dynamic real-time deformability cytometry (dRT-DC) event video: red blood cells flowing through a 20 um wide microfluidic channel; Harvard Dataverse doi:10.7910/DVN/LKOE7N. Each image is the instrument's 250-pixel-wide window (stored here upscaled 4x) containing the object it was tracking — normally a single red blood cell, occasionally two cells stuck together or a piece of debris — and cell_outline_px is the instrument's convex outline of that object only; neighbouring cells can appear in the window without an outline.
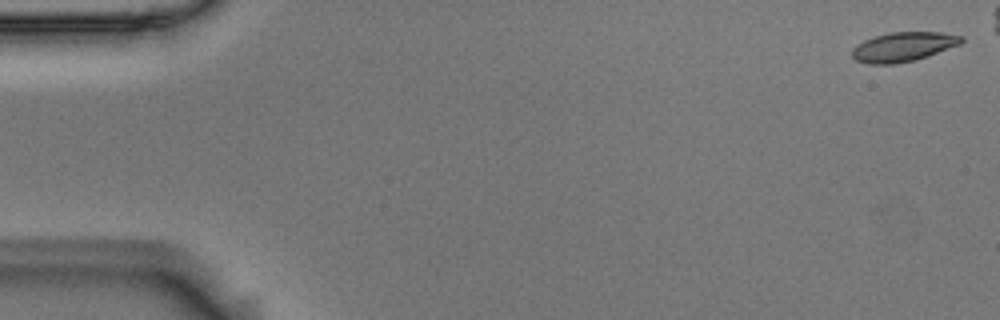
{"species": "Egyptian fruit bat (a non-hibernating species)", "species_latin": "Rousettus aegyptiacus", "temperature_condition": "room temperature", "stored_images_in_passage": 48, "camera_frame_rate_fps": 3000, "um_per_image_px": 0.085, "animal": {"sex": "male"}, "frame": {"image": 1, "passage_image": 1, "time_ms": 0.0, "image_size_px": [1000, 320], "cell_outline_px": [[964, 40], [960, 44], [928, 56], [916, 60], [892, 64], [868, 64], [856, 60], [852, 56], [852, 48], [856, 44], [864, 40], [888, 32], [940, 32], [964, 36]], "centroid_in_image_um": [76.77, 3.98], "position_along_channel_um": 8.2, "area_um2": 18.79}}
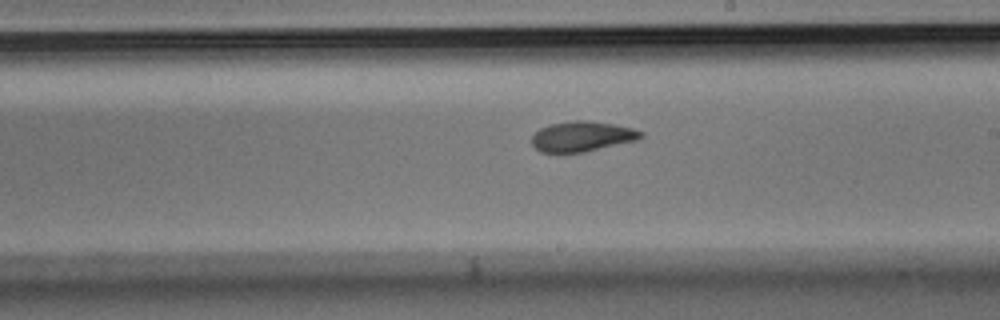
{"frame": {"image": 2, "passage_image": 31, "time_ms": 10.0, "image_size_px": [1000, 320], "cell_outline_px": [[644, 136], [640, 140], [584, 152], [540, 152], [532, 144], [532, 136], [540, 128], [548, 124], [576, 120], [588, 120], [612, 124], [632, 128], [644, 132]], "centroid_in_image_um": [49.51, 11.59], "position_along_channel_um": 239.5, "area_um2": 19.31}}
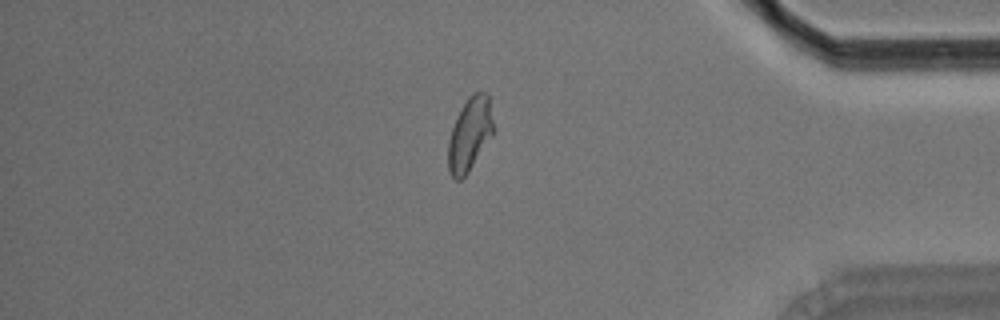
{"frame": {"image": 3, "passage_image": 46, "time_ms": 15.0, "image_size_px": [1000, 320], "cell_outline_px": [[492, 136], [468, 172], [460, 180], [456, 180], [448, 172], [448, 140], [456, 116], [460, 108], [468, 96], [472, 92], [488, 92], [492, 120]], "centroid_in_image_um": [39.9, 11.39], "position_along_channel_um": 395.3, "area_um2": 19.31}, "authors_computed_cell_mechanics": {"area_um2": 19.2763, "velocity_mm_per_s": 3.6884, "shape_relaxation_time_tau1_ms": 4.8641, "shape_relaxation_time_tau2_ms": 2.4937, "deformation_change_tau1": 0.1543, "deformation_change_tau2": 0.084}}